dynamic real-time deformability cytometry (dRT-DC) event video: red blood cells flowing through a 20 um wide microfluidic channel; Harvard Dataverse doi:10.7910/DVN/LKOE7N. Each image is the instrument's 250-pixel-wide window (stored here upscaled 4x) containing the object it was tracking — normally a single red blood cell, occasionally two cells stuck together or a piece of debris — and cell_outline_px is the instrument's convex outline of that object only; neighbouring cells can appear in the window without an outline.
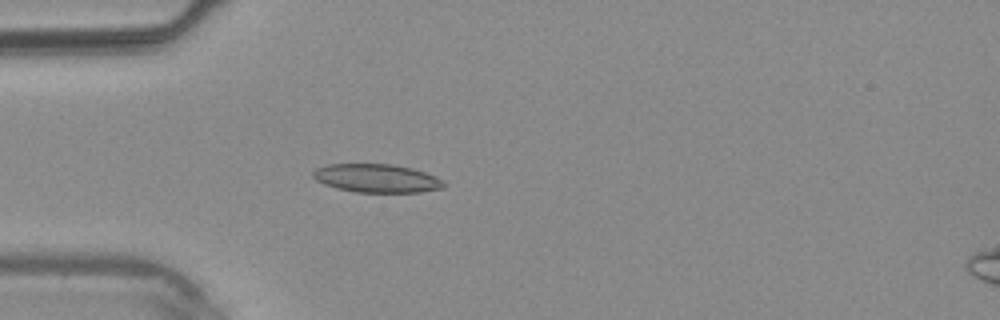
{"species": "common noctule bat (a hibernating species)", "species_latin": "Nyctalus noctula", "temperature_condition": "warm", "stored_images_in_passage": 38, "camera_frame_rate_fps": 3000, "um_per_image_px": 0.085, "animal": {"sex": "male", "body_mass_g": 20.4}, "frame": {"image": 1, "passage_image": 11, "time_ms": 3.333, "image_size_px": [1000, 320], "cell_outline_px": [[444, 188], [420, 192], [356, 192], [336, 188], [324, 184], [316, 180], [312, 176], [312, 172], [316, 168], [328, 164], [392, 164], [412, 168], [436, 176], [444, 180]], "centroid_in_image_um": [32.02, 15.15], "position_along_channel_um": 53.0, "area_um2": 21.73}}
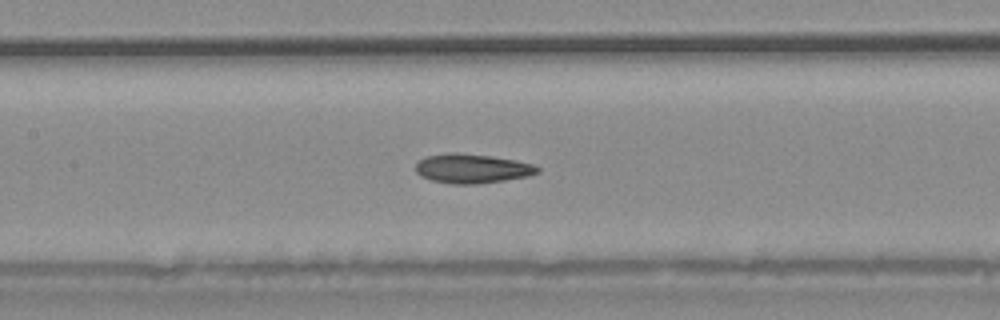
{"frame": {"image": 2, "passage_image": 18, "time_ms": 5.667, "image_size_px": [1000, 320], "cell_outline_px": [[540, 172], [528, 176], [504, 180], [476, 184], [452, 184], [432, 180], [420, 176], [416, 172], [416, 164], [420, 160], [428, 156], [448, 152], [456, 152], [492, 156], [536, 164], [540, 168]], "centroid_in_image_um": [40.15, 14.32], "position_along_channel_um": 167.3, "area_um2": 20.87}}
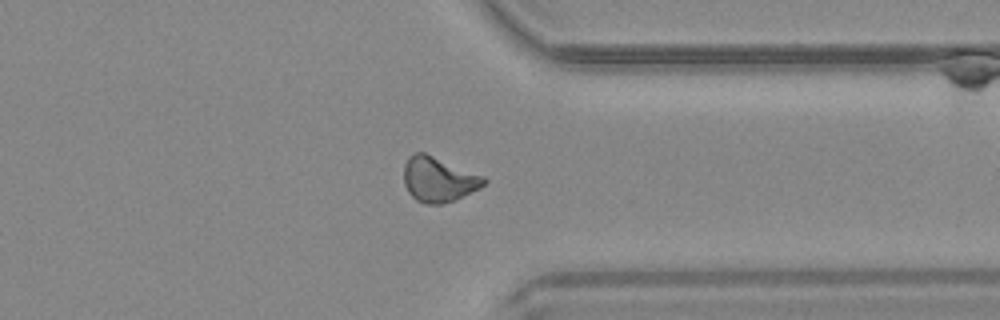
{"frame": {"image": 3, "passage_image": 30, "time_ms": 9.667, "image_size_px": [1000, 320], "cell_outline_px": [[488, 180], [480, 188], [456, 200], [440, 204], [424, 204], [416, 200], [408, 192], [404, 184], [404, 164], [408, 156], [416, 152], [424, 152], [484, 176]], "centroid_in_image_um": [37.26, 15.25], "position_along_channel_um": 374.1, "area_um2": 21.1}}